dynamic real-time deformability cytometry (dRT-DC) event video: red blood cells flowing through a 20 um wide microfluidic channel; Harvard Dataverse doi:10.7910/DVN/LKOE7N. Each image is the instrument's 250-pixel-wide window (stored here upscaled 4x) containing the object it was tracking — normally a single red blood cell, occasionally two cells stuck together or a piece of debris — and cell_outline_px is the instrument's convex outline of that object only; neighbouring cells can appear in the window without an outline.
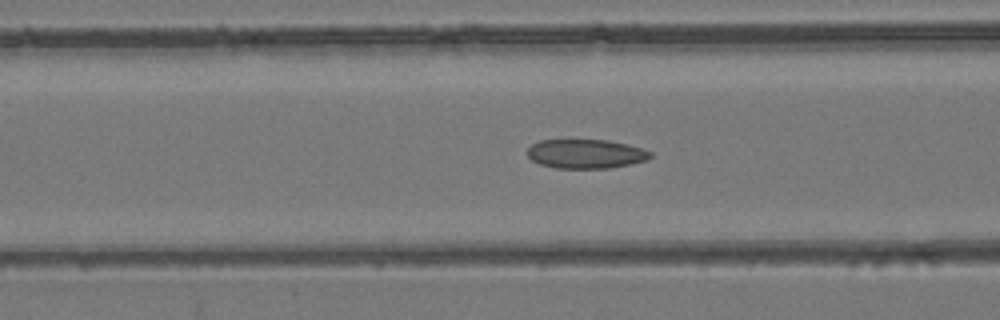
{"species": "common noctule bat (a hibernating species)", "species_latin": "Nyctalus noctula", "temperature_condition": "room temperature", "stored_images_in_passage": 53, "camera_frame_rate_fps": 3000, "um_per_image_px": 0.085, "animal": {"sex": "female", "body_mass_g": 24.6, "forearm_length_mm": 56.2}, "frame": {"image": 1, "passage_image": 21, "time_ms": 6.667, "image_size_px": [1000, 320], "cell_outline_px": [[652, 156], [648, 160], [632, 164], [608, 168], [556, 168], [540, 164], [532, 160], [528, 156], [528, 148], [532, 144], [540, 140], [608, 140], [628, 144], [644, 148], [652, 152]], "centroid_in_image_um": [49.84, 13.07], "position_along_channel_um": 116.8, "area_um2": 21.04}}
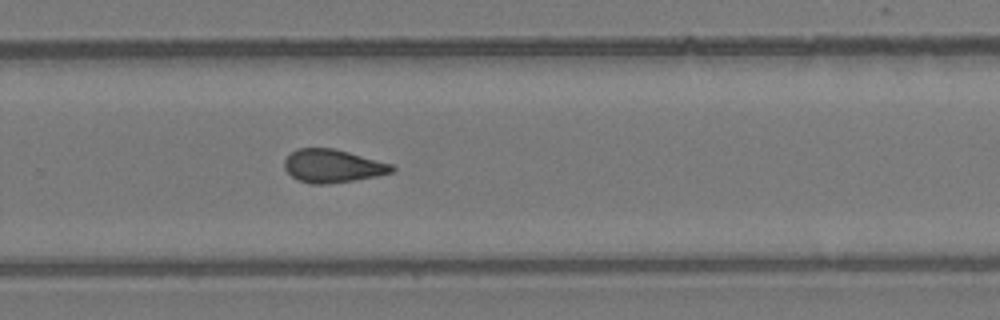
{"frame": {"image": 2, "passage_image": 35, "time_ms": 11.333, "image_size_px": [1000, 320], "cell_outline_px": [[396, 168], [392, 172], [376, 176], [328, 184], [312, 184], [300, 180], [292, 176], [284, 168], [284, 160], [296, 148], [332, 148], [348, 152], [392, 164]], "centroid_in_image_um": [28.26, 14.1], "position_along_channel_um": 301.5, "area_um2": 20.52}}
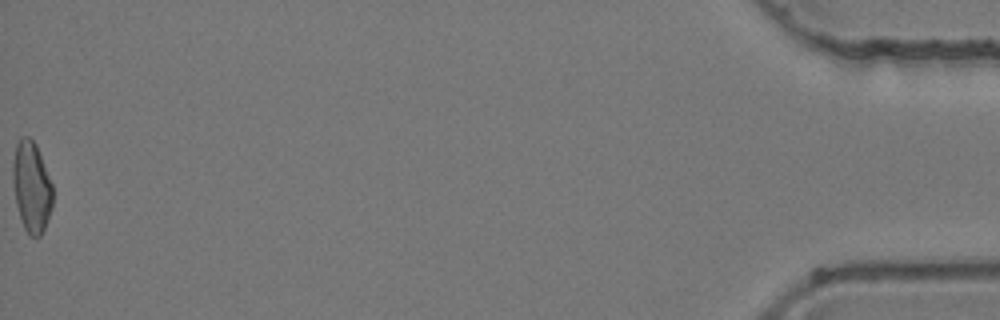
{"frame": {"image": 3, "passage_image": 53, "time_ms": 17.333, "image_size_px": [1000, 320], "cell_outline_px": [[52, 208], [44, 228], [40, 236], [32, 236], [24, 228], [16, 204], [12, 184], [12, 164], [16, 144], [20, 136], [28, 136], [36, 144], [52, 184]], "centroid_in_image_um": [2.66, 15.84], "position_along_channel_um": 432.5, "area_um2": 21.04}, "authors_computed_cell_mechanics": {"area_um2": 20.9814, "velocity_mm_per_s": 3.9661, "shape_relaxation_time_tau1_ms": null, "shape_relaxation_time_tau2_ms": 5.0534, "deformation_change_tau1": null, "deformation_change_tau2": 0.1284}}